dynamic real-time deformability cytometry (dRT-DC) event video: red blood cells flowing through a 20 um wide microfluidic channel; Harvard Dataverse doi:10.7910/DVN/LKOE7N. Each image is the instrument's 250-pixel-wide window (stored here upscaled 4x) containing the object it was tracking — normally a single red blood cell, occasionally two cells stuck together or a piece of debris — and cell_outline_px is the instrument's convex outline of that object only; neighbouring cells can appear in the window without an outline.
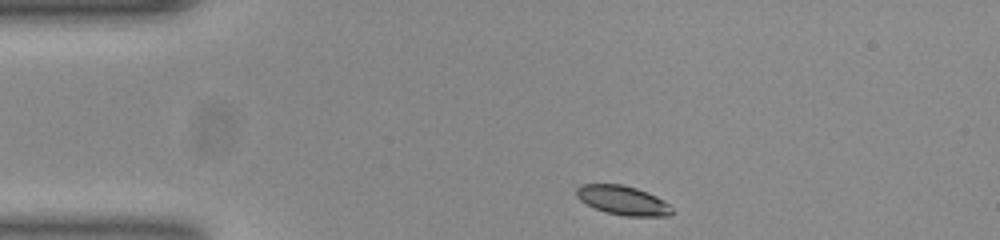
{"species": "common noctule bat (a hibernating species)", "species_latin": "Nyctalus noctula", "temperature_condition": "room temperature", "stored_images_in_passage": 44, "camera_frame_rate_fps": 3000, "um_per_image_px": 0.085, "animal": {"sex": "female", "body_mass_g": 23.0, "forearm_length_mm": 53.4}, "frame": {"image": 1, "passage_image": 1, "time_ms": 0.0, "image_size_px": [1000, 240], "cell_outline_px": [[672, 212], [668, 216], [624, 216], [604, 212], [580, 200], [576, 196], [576, 188], [580, 184], [620, 184], [636, 188], [656, 196], [664, 200], [672, 208]], "centroid_in_image_um": [52.93, 17.03], "position_along_channel_um": 32.1, "area_um2": 16.18}}
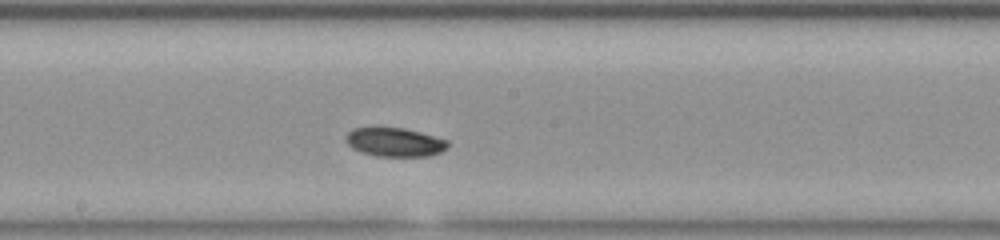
{"frame": {"image": 2, "passage_image": 19, "time_ms": 6.0, "image_size_px": [1000, 240], "cell_outline_px": [[448, 144], [440, 152], [428, 156], [376, 156], [360, 152], [352, 148], [344, 140], [344, 136], [352, 128], [404, 128], [420, 132], [448, 140]], "centroid_in_image_um": [33.5, 12.08], "position_along_channel_um": 214.7, "area_um2": 17.05}}
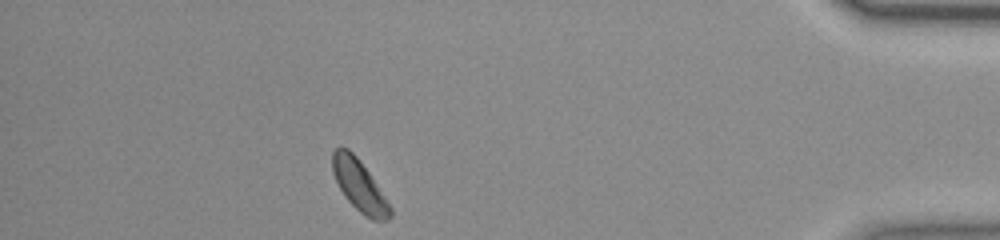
{"frame": {"image": 3, "passage_image": 38, "time_ms": 12.333, "image_size_px": [1000, 240], "cell_outline_px": [[392, 216], [388, 220], [372, 220], [364, 216], [344, 196], [332, 172], [332, 152], [336, 148], [348, 148], [356, 156], [368, 172], [392, 208]], "centroid_in_image_um": [30.54, 15.8], "position_along_channel_um": 404.7, "area_um2": 16.94}, "authors_computed_cell_mechanics": {"area_um2": 16.9932, "velocity_mm_per_s": 3.8057, "shape_relaxation_time_tau1_ms": 1.1196, "shape_relaxation_time_tau2_ms": null, "deformation_change_tau1": 0.0574, "deformation_change_tau2": null}}